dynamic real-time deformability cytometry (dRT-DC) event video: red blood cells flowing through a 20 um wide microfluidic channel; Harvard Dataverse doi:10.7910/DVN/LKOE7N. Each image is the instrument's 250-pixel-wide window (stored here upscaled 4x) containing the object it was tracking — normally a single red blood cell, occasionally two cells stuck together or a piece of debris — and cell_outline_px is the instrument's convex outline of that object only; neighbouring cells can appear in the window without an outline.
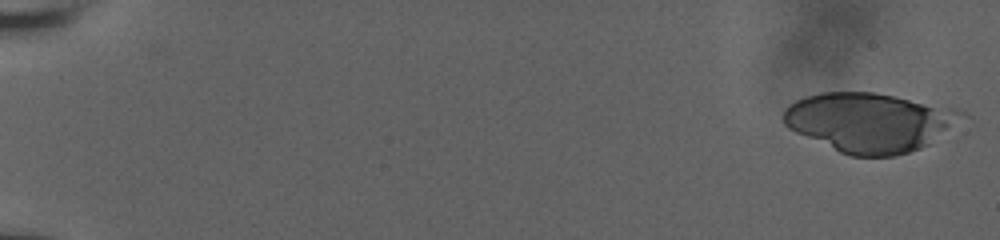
{"species": "human", "species_latin": "Homo sapiens", "temperature_condition": "room temperature", "stored_images_in_passage": 58, "camera_frame_rate_fps": 3000, "um_per_image_px": 0.085, "donor": {"sex": "male"}, "frame": {"image": 1, "passage_image": 1, "time_ms": 0.0, "image_size_px": [1000, 240], "cell_outline_px": [[972, 116], [928, 144], [920, 148], [896, 156], [852, 156], [840, 152], [796, 132], [788, 128], [784, 124], [784, 112], [796, 100], [820, 92], [872, 92], [956, 108]], "centroid_in_image_um": [74.0, 10.39], "position_along_channel_um": 11.0, "area_um2": 61.33}}
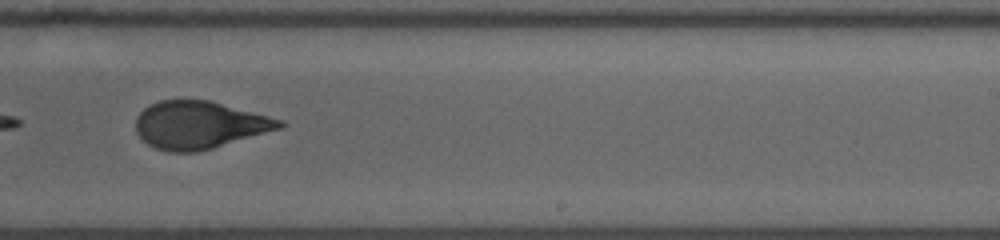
{"frame": {"image": 2, "passage_image": 38, "time_ms": 12.333, "image_size_px": [1000, 240], "cell_outline_px": [[284, 124], [280, 128], [212, 148], [196, 152], [168, 152], [156, 148], [148, 144], [136, 132], [136, 116], [144, 108], [160, 100], [208, 100], [284, 120]], "centroid_in_image_um": [16.91, 10.62], "position_along_channel_um": 272.1, "area_um2": 39.36}}
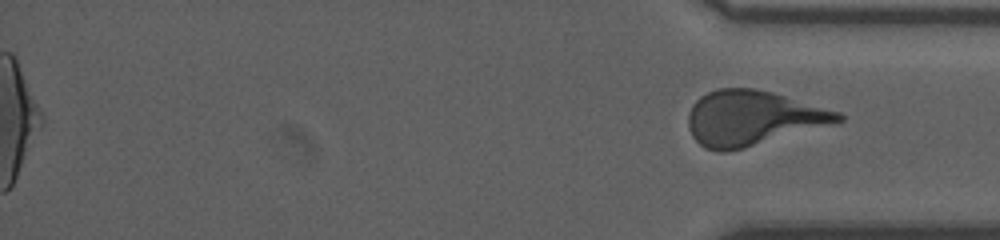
{"frame": {"image": 3, "passage_image": 58, "time_ms": 19.0, "image_size_px": [1000, 240], "cell_outline_px": [[844, 120], [744, 148], [724, 152], [720, 152], [704, 148], [692, 136], [688, 128], [688, 112], [692, 104], [700, 96], [716, 88], [752, 88], [772, 92], [840, 112], [844, 116]], "centroid_in_image_um": [63.9, 10.03], "position_along_channel_um": 371.3, "area_um2": 47.51}}